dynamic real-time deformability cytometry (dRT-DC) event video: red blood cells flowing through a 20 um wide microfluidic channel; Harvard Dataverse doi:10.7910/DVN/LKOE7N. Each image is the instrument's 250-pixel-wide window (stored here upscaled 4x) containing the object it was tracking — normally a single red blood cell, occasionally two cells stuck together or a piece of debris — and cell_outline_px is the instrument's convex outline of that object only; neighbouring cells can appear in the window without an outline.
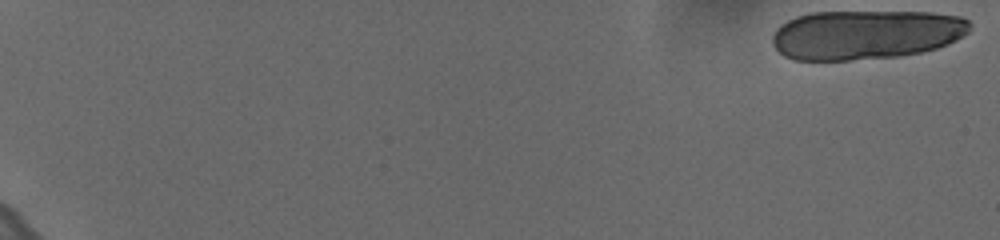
{"species": "human", "species_latin": "Homo sapiens", "temperature_condition": "cold", "stored_images_in_passage": 25, "camera_frame_rate_fps": 3000, "um_per_image_px": 0.085, "donor": {"sex": "female"}, "frame": {"image": 1, "passage_image": 1, "time_ms": 0.0, "image_size_px": [1000, 240], "cell_outline_px": [[972, 24], [968, 32], [956, 40], [948, 44], [936, 48], [920, 52], [900, 56], [848, 60], [796, 60], [784, 56], [772, 44], [772, 36], [776, 28], [780, 24], [796, 16], [812, 12], [932, 12], [960, 16], [968, 20]], "centroid_in_image_um": [73.58, 2.93], "position_along_channel_um": 11.4, "area_um2": 57.11}}